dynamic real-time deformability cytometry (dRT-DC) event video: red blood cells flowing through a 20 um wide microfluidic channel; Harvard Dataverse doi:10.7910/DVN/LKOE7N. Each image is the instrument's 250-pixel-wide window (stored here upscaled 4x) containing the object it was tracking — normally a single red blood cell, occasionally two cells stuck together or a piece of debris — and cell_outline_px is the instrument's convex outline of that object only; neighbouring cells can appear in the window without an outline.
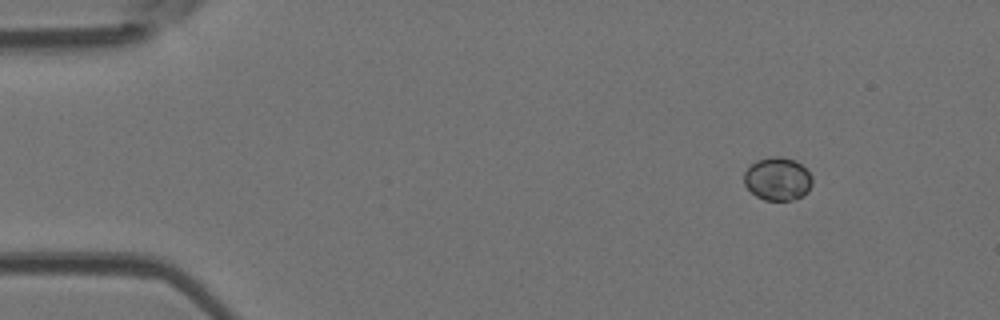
{"species": "Egyptian fruit bat (a non-hibernating species)", "species_latin": "Rousettus aegyptiacus", "temperature_condition": "room temperature", "stored_images_in_passage": 7, "camera_frame_rate_fps": 3000, "um_per_image_px": 0.085, "animal": {"sex": "female"}, "frame": {"image": 1, "passage_image": 1, "time_ms": 0.0, "image_size_px": [1000, 320], "cell_outline_px": [[812, 184], [808, 192], [804, 196], [796, 200], [764, 200], [756, 196], [744, 184], [744, 172], [756, 160], [772, 156], [780, 156], [796, 160], [812, 176]], "centroid_in_image_um": [66.11, 15.21], "position_along_channel_um": 18.9, "area_um2": 17.28}}
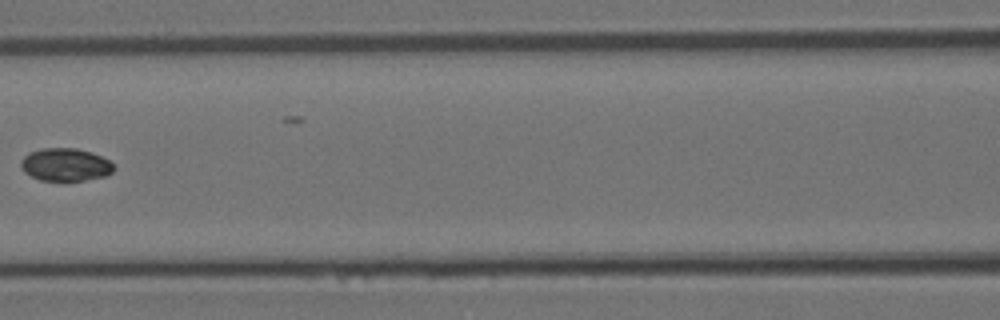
{"frame": {"image": 2, "passage_image": 5, "time_ms": 1.333, "image_size_px": [1000, 320], "cell_outline_px": [[116, 168], [112, 172], [104, 176], [64, 184], [40, 180], [24, 172], [20, 164], [20, 160], [28, 152], [40, 148], [76, 148], [92, 152], [108, 160]], "centroid_in_image_um": [5.53, 14.03], "position_along_channel_um": 161.1, "area_um2": 18.38}}
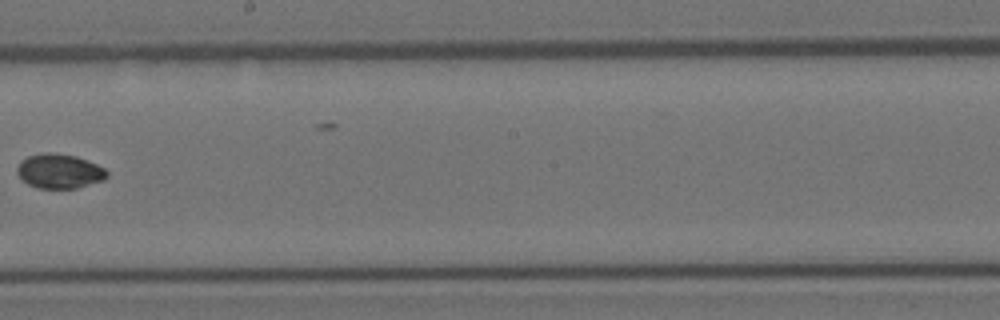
{"frame": {"image": 3, "passage_image": 7, "time_ms": 2.0, "image_size_px": [1000, 320], "cell_outline_px": [[108, 176], [104, 180], [76, 188], [36, 188], [28, 184], [16, 172], [16, 168], [20, 160], [28, 156], [44, 152], [48, 152], [76, 156], [96, 164], [104, 168], [108, 172]], "centroid_in_image_um": [5.03, 14.55], "position_along_channel_um": 243.2, "area_um2": 18.03}}